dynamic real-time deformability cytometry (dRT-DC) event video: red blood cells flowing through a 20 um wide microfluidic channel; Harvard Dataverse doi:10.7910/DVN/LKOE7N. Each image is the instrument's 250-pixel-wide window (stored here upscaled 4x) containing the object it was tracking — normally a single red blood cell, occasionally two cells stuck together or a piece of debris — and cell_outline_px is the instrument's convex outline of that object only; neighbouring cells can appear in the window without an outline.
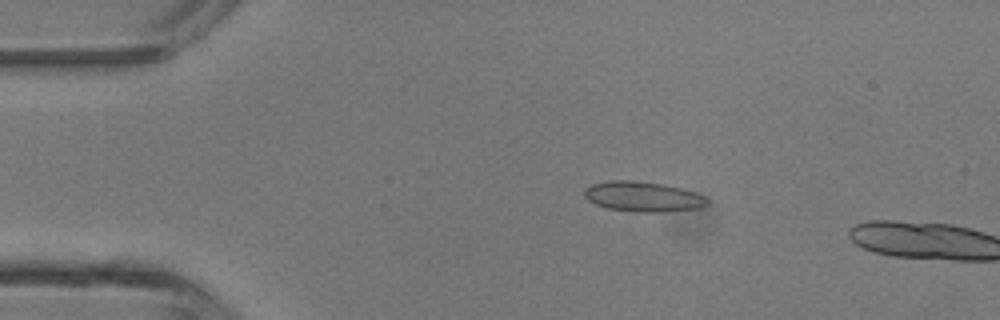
{"species": "common noctule bat (a hibernating species)", "species_latin": "Nyctalus noctula", "temperature_condition": "room temperature", "stored_images_in_passage": 4, "camera_frame_rate_fps": 3000, "um_per_image_px": 0.085, "animal": {"sex": "male", "body_mass_g": 13.3}, "frame": {"image": 1, "passage_image": 3, "time_ms": 0.667, "image_size_px": [1000, 320], "cell_outline_px": [[708, 204], [700, 208], [660, 212], [632, 212], [608, 208], [596, 204], [588, 200], [584, 196], [584, 188], [592, 184], [608, 180], [632, 180], [664, 184], [680, 188], [704, 196], [708, 200]], "centroid_in_image_um": [54.62, 16.71], "position_along_channel_um": 30.4, "area_um2": 21.56}}